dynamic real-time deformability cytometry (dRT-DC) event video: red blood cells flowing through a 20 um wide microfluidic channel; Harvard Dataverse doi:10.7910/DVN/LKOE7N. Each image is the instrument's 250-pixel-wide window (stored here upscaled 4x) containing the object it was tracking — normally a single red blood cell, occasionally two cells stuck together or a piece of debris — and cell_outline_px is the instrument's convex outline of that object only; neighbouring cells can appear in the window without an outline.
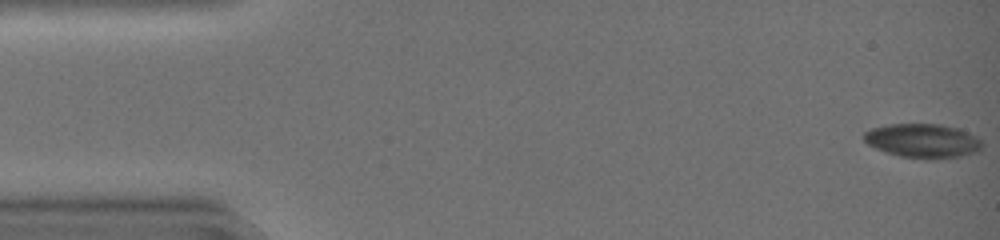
{"species": "common noctule bat (a hibernating species)", "species_latin": "Nyctalus noctula", "temperature_condition": "warm", "stored_images_in_passage": 29, "camera_frame_rate_fps": 3000, "um_per_image_px": 0.085, "animal": {"sex": "female", "body_mass_g": 19.0, "forearm_length_mm": 51.5}, "frame": {"image": 1, "passage_image": 1, "time_ms": 0.0, "image_size_px": [1000, 240], "cell_outline_px": [[980, 152], [960, 156], [900, 156], [876, 148], [868, 144], [864, 140], [864, 132], [872, 128], [888, 124], [940, 124], [960, 128], [976, 136], [980, 140]], "centroid_in_image_um": [78.43, 11.91], "position_along_channel_um": 6.6, "area_um2": 22.66}}
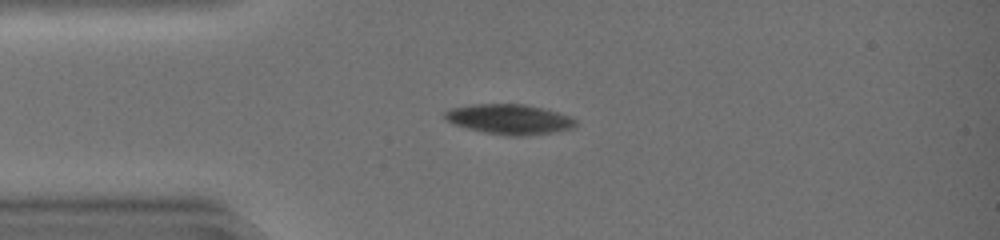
{"frame": {"image": 2, "passage_image": 12, "time_ms": 3.667, "image_size_px": [1000, 240], "cell_outline_px": [[576, 124], [572, 128], [552, 132], [520, 136], [508, 136], [484, 132], [452, 124], [444, 120], [444, 112], [452, 108], [472, 104], [524, 104], [572, 116], [576, 120]], "centroid_in_image_um": [43.26, 10.13], "position_along_channel_um": 41.7, "area_um2": 22.77}}